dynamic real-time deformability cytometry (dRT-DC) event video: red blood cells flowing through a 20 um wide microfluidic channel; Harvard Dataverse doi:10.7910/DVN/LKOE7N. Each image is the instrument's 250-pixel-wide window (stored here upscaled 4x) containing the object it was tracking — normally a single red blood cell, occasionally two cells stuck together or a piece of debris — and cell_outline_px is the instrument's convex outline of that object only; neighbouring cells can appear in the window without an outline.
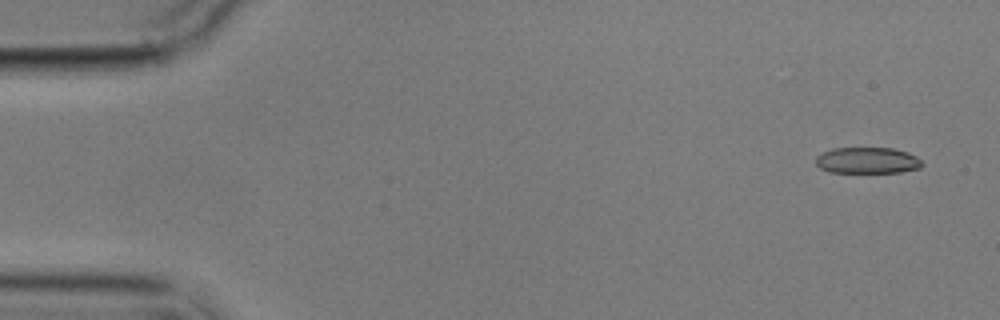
{"species": "common noctule bat (a hibernating species)", "species_latin": "Nyctalus noctula", "temperature_condition": "cold", "stored_images_in_passage": 4, "camera_frame_rate_fps": 3000, "um_per_image_px": 0.085, "animal": {"sex": "male", "body_mass_g": 17.9}, "frame": {"image": 1, "passage_image": 1, "time_ms": 0.0, "image_size_px": [1000, 320], "cell_outline_px": [[924, 164], [920, 168], [900, 172], [828, 172], [820, 168], [816, 164], [816, 156], [832, 148], [892, 148], [908, 152], [916, 156]], "centroid_in_image_um": [73.73, 13.63], "position_along_channel_um": 11.3, "area_um2": 16.24}}
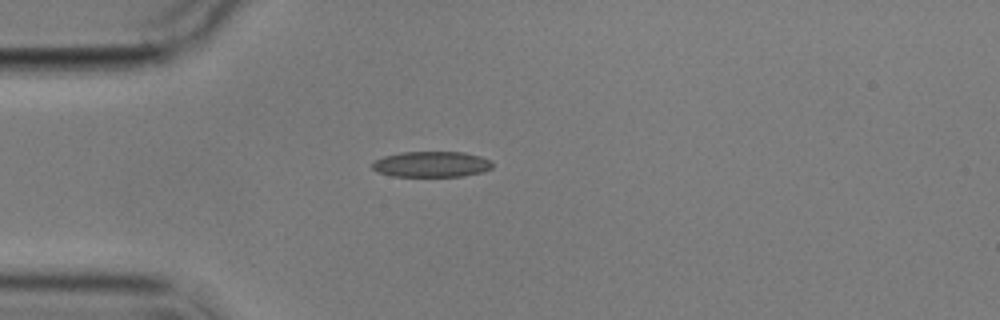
{"frame": {"image": 2, "passage_image": 4, "time_ms": 4.0, "image_size_px": [1000, 320], "cell_outline_px": [[492, 168], [484, 172], [464, 176], [392, 176], [376, 172], [372, 168], [372, 164], [376, 160], [384, 156], [400, 152], [464, 152], [480, 156], [492, 160]], "centroid_in_image_um": [36.7, 13.96], "position_along_channel_um": 48.3, "area_um2": 18.15}}